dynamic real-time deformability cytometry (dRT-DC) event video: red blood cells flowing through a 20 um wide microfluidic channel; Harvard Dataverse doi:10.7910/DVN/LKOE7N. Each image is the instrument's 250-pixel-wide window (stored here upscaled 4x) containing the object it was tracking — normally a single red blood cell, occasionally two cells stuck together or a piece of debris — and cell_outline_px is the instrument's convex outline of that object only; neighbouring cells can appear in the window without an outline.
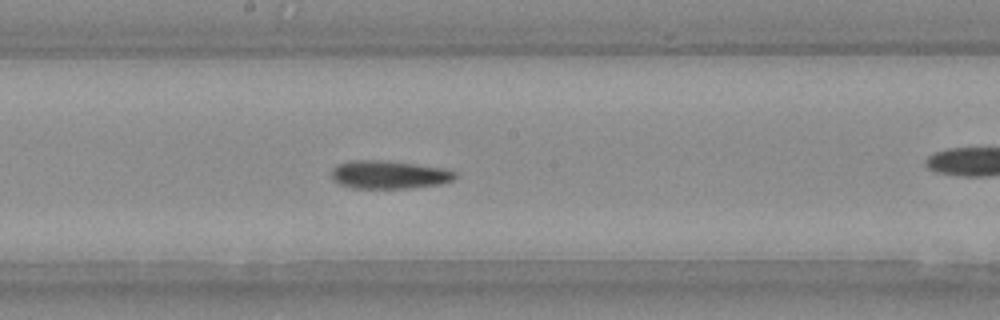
{"species": "Egyptian fruit bat (a non-hibernating species)", "species_latin": "Rousettus aegyptiacus", "temperature_condition": "warm", "stored_images_in_passage": 11, "camera_frame_rate_fps": 3000, "um_per_image_px": 0.085, "animal": {"sex": "female"}, "frame": {"image": 1, "passage_image": 8, "time_ms": 2.333, "image_size_px": [1000, 320], "cell_outline_px": [[456, 176], [452, 180], [440, 184], [412, 188], [352, 188], [340, 184], [332, 180], [332, 168], [336, 164], [356, 160], [376, 160], [448, 168], [456, 172]], "centroid_in_image_um": [33.06, 14.85], "position_along_channel_um": 215.1, "area_um2": 20.23}}